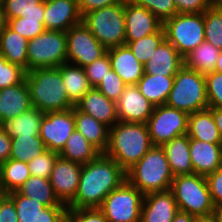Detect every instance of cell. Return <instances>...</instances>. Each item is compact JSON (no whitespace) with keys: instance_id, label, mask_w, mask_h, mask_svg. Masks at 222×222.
<instances>
[{"instance_id":"6da1fadb","label":"cell","mask_w":222,"mask_h":222,"mask_svg":"<svg viewBox=\"0 0 222 222\" xmlns=\"http://www.w3.org/2000/svg\"><path fill=\"white\" fill-rule=\"evenodd\" d=\"M126 180V171L111 157L100 153L82 165L74 200L67 208H100L105 197Z\"/></svg>"},{"instance_id":"7a4b0ae2","label":"cell","mask_w":222,"mask_h":222,"mask_svg":"<svg viewBox=\"0 0 222 222\" xmlns=\"http://www.w3.org/2000/svg\"><path fill=\"white\" fill-rule=\"evenodd\" d=\"M152 146L147 124L118 121L109 129V141L104 154L127 171Z\"/></svg>"},{"instance_id":"3957f363","label":"cell","mask_w":222,"mask_h":222,"mask_svg":"<svg viewBox=\"0 0 222 222\" xmlns=\"http://www.w3.org/2000/svg\"><path fill=\"white\" fill-rule=\"evenodd\" d=\"M32 107L40 111L55 112L72 109L61 73L58 68L34 69L26 72Z\"/></svg>"},{"instance_id":"277c9868","label":"cell","mask_w":222,"mask_h":222,"mask_svg":"<svg viewBox=\"0 0 222 222\" xmlns=\"http://www.w3.org/2000/svg\"><path fill=\"white\" fill-rule=\"evenodd\" d=\"M174 175L161 146H152L126 171V180L143 195L170 190Z\"/></svg>"},{"instance_id":"5b68a950","label":"cell","mask_w":222,"mask_h":222,"mask_svg":"<svg viewBox=\"0 0 222 222\" xmlns=\"http://www.w3.org/2000/svg\"><path fill=\"white\" fill-rule=\"evenodd\" d=\"M166 105L188 115L209 108L205 74L184 65L174 76Z\"/></svg>"},{"instance_id":"8992f818","label":"cell","mask_w":222,"mask_h":222,"mask_svg":"<svg viewBox=\"0 0 222 222\" xmlns=\"http://www.w3.org/2000/svg\"><path fill=\"white\" fill-rule=\"evenodd\" d=\"M170 191L179 211L195 217L213 214L214 204L205 176L196 173L174 176Z\"/></svg>"},{"instance_id":"52a82bcc","label":"cell","mask_w":222,"mask_h":222,"mask_svg":"<svg viewBox=\"0 0 222 222\" xmlns=\"http://www.w3.org/2000/svg\"><path fill=\"white\" fill-rule=\"evenodd\" d=\"M82 21L107 49L125 45L124 3L90 11Z\"/></svg>"},{"instance_id":"ba28073f","label":"cell","mask_w":222,"mask_h":222,"mask_svg":"<svg viewBox=\"0 0 222 222\" xmlns=\"http://www.w3.org/2000/svg\"><path fill=\"white\" fill-rule=\"evenodd\" d=\"M67 62L66 32L45 30L28 40L27 72L34 69L57 68Z\"/></svg>"},{"instance_id":"9c48e42d","label":"cell","mask_w":222,"mask_h":222,"mask_svg":"<svg viewBox=\"0 0 222 222\" xmlns=\"http://www.w3.org/2000/svg\"><path fill=\"white\" fill-rule=\"evenodd\" d=\"M163 29L165 39L185 57L205 41L204 13H177L163 22Z\"/></svg>"},{"instance_id":"30bf717a","label":"cell","mask_w":222,"mask_h":222,"mask_svg":"<svg viewBox=\"0 0 222 222\" xmlns=\"http://www.w3.org/2000/svg\"><path fill=\"white\" fill-rule=\"evenodd\" d=\"M144 195L127 180L112 190L99 208L109 222H140Z\"/></svg>"},{"instance_id":"8fae6325","label":"cell","mask_w":222,"mask_h":222,"mask_svg":"<svg viewBox=\"0 0 222 222\" xmlns=\"http://www.w3.org/2000/svg\"><path fill=\"white\" fill-rule=\"evenodd\" d=\"M188 114L166 104L155 106L147 126L153 146L187 134Z\"/></svg>"},{"instance_id":"7c38bea8","label":"cell","mask_w":222,"mask_h":222,"mask_svg":"<svg viewBox=\"0 0 222 222\" xmlns=\"http://www.w3.org/2000/svg\"><path fill=\"white\" fill-rule=\"evenodd\" d=\"M67 63L85 67L103 57L108 49L103 46L83 23L76 24L66 31Z\"/></svg>"},{"instance_id":"4fadbf2b","label":"cell","mask_w":222,"mask_h":222,"mask_svg":"<svg viewBox=\"0 0 222 222\" xmlns=\"http://www.w3.org/2000/svg\"><path fill=\"white\" fill-rule=\"evenodd\" d=\"M75 130L73 108L47 112L42 119L39 136L48 150L59 154Z\"/></svg>"},{"instance_id":"5bb4252c","label":"cell","mask_w":222,"mask_h":222,"mask_svg":"<svg viewBox=\"0 0 222 222\" xmlns=\"http://www.w3.org/2000/svg\"><path fill=\"white\" fill-rule=\"evenodd\" d=\"M82 165L61 156L57 157L49 181L59 201L68 206L75 198Z\"/></svg>"},{"instance_id":"9a60e30c","label":"cell","mask_w":222,"mask_h":222,"mask_svg":"<svg viewBox=\"0 0 222 222\" xmlns=\"http://www.w3.org/2000/svg\"><path fill=\"white\" fill-rule=\"evenodd\" d=\"M7 195L14 202L18 222H67V206L47 207L17 191Z\"/></svg>"},{"instance_id":"2e32d148","label":"cell","mask_w":222,"mask_h":222,"mask_svg":"<svg viewBox=\"0 0 222 222\" xmlns=\"http://www.w3.org/2000/svg\"><path fill=\"white\" fill-rule=\"evenodd\" d=\"M125 42L136 41L144 36L158 32L163 27L153 13L130 0L124 3Z\"/></svg>"},{"instance_id":"e0dca14e","label":"cell","mask_w":222,"mask_h":222,"mask_svg":"<svg viewBox=\"0 0 222 222\" xmlns=\"http://www.w3.org/2000/svg\"><path fill=\"white\" fill-rule=\"evenodd\" d=\"M82 22L78 0H44L45 30L66 32L70 27Z\"/></svg>"},{"instance_id":"ac0fdd59","label":"cell","mask_w":222,"mask_h":222,"mask_svg":"<svg viewBox=\"0 0 222 222\" xmlns=\"http://www.w3.org/2000/svg\"><path fill=\"white\" fill-rule=\"evenodd\" d=\"M116 106L119 121L145 124L155 107L141 94L136 85L125 86Z\"/></svg>"},{"instance_id":"d6986e66","label":"cell","mask_w":222,"mask_h":222,"mask_svg":"<svg viewBox=\"0 0 222 222\" xmlns=\"http://www.w3.org/2000/svg\"><path fill=\"white\" fill-rule=\"evenodd\" d=\"M178 211L170 190L149 193L143 198L140 222H172Z\"/></svg>"},{"instance_id":"ffe728a7","label":"cell","mask_w":222,"mask_h":222,"mask_svg":"<svg viewBox=\"0 0 222 222\" xmlns=\"http://www.w3.org/2000/svg\"><path fill=\"white\" fill-rule=\"evenodd\" d=\"M183 66L184 57L164 39L143 67L145 74L175 76Z\"/></svg>"},{"instance_id":"44dd1931","label":"cell","mask_w":222,"mask_h":222,"mask_svg":"<svg viewBox=\"0 0 222 222\" xmlns=\"http://www.w3.org/2000/svg\"><path fill=\"white\" fill-rule=\"evenodd\" d=\"M75 107L108 127L119 121L116 102L109 100L96 87H92Z\"/></svg>"},{"instance_id":"7402d4cb","label":"cell","mask_w":222,"mask_h":222,"mask_svg":"<svg viewBox=\"0 0 222 222\" xmlns=\"http://www.w3.org/2000/svg\"><path fill=\"white\" fill-rule=\"evenodd\" d=\"M32 107L25 79L14 86L0 90V125L21 115Z\"/></svg>"},{"instance_id":"603a6c76","label":"cell","mask_w":222,"mask_h":222,"mask_svg":"<svg viewBox=\"0 0 222 222\" xmlns=\"http://www.w3.org/2000/svg\"><path fill=\"white\" fill-rule=\"evenodd\" d=\"M193 173L207 176L222 167V144L189 139Z\"/></svg>"},{"instance_id":"cb8c5ba5","label":"cell","mask_w":222,"mask_h":222,"mask_svg":"<svg viewBox=\"0 0 222 222\" xmlns=\"http://www.w3.org/2000/svg\"><path fill=\"white\" fill-rule=\"evenodd\" d=\"M107 52L114 72L126 85H136L143 77L144 65L133 55L129 47L126 44L120 45L109 48Z\"/></svg>"},{"instance_id":"d4e9b609","label":"cell","mask_w":222,"mask_h":222,"mask_svg":"<svg viewBox=\"0 0 222 222\" xmlns=\"http://www.w3.org/2000/svg\"><path fill=\"white\" fill-rule=\"evenodd\" d=\"M187 135L212 144H222V138L212 117V107L188 115Z\"/></svg>"},{"instance_id":"484cf974","label":"cell","mask_w":222,"mask_h":222,"mask_svg":"<svg viewBox=\"0 0 222 222\" xmlns=\"http://www.w3.org/2000/svg\"><path fill=\"white\" fill-rule=\"evenodd\" d=\"M73 111L76 130L100 153H104L108 146L110 127L97 121L92 116L81 112L75 106L73 107Z\"/></svg>"},{"instance_id":"4316f807","label":"cell","mask_w":222,"mask_h":222,"mask_svg":"<svg viewBox=\"0 0 222 222\" xmlns=\"http://www.w3.org/2000/svg\"><path fill=\"white\" fill-rule=\"evenodd\" d=\"M166 154L174 176L193 174L191 164L189 136L187 134L173 138L161 146Z\"/></svg>"},{"instance_id":"83f0119b","label":"cell","mask_w":222,"mask_h":222,"mask_svg":"<svg viewBox=\"0 0 222 222\" xmlns=\"http://www.w3.org/2000/svg\"><path fill=\"white\" fill-rule=\"evenodd\" d=\"M28 39L13 31L7 24L0 30V53L12 64L27 72Z\"/></svg>"},{"instance_id":"f1b7e54d","label":"cell","mask_w":222,"mask_h":222,"mask_svg":"<svg viewBox=\"0 0 222 222\" xmlns=\"http://www.w3.org/2000/svg\"><path fill=\"white\" fill-rule=\"evenodd\" d=\"M174 76L143 74L136 84L141 94L154 106L164 105L172 89Z\"/></svg>"},{"instance_id":"f546056e","label":"cell","mask_w":222,"mask_h":222,"mask_svg":"<svg viewBox=\"0 0 222 222\" xmlns=\"http://www.w3.org/2000/svg\"><path fill=\"white\" fill-rule=\"evenodd\" d=\"M64 87L71 103L75 106L92 88L83 67L63 63L59 67Z\"/></svg>"},{"instance_id":"4dcf8cb0","label":"cell","mask_w":222,"mask_h":222,"mask_svg":"<svg viewBox=\"0 0 222 222\" xmlns=\"http://www.w3.org/2000/svg\"><path fill=\"white\" fill-rule=\"evenodd\" d=\"M100 152L77 130L71 133L59 156L84 165L94 160Z\"/></svg>"},{"instance_id":"1f68e13d","label":"cell","mask_w":222,"mask_h":222,"mask_svg":"<svg viewBox=\"0 0 222 222\" xmlns=\"http://www.w3.org/2000/svg\"><path fill=\"white\" fill-rule=\"evenodd\" d=\"M25 197L39 201L47 207L66 206L62 204L55 195L49 179L30 176L17 190Z\"/></svg>"},{"instance_id":"d6a6232c","label":"cell","mask_w":222,"mask_h":222,"mask_svg":"<svg viewBox=\"0 0 222 222\" xmlns=\"http://www.w3.org/2000/svg\"><path fill=\"white\" fill-rule=\"evenodd\" d=\"M44 115V112L31 107L29 110L4 124L3 127L11 138L18 136H39Z\"/></svg>"},{"instance_id":"836d02e7","label":"cell","mask_w":222,"mask_h":222,"mask_svg":"<svg viewBox=\"0 0 222 222\" xmlns=\"http://www.w3.org/2000/svg\"><path fill=\"white\" fill-rule=\"evenodd\" d=\"M30 176L28 163L8 159L0 165L2 194L17 191Z\"/></svg>"},{"instance_id":"e575fe53","label":"cell","mask_w":222,"mask_h":222,"mask_svg":"<svg viewBox=\"0 0 222 222\" xmlns=\"http://www.w3.org/2000/svg\"><path fill=\"white\" fill-rule=\"evenodd\" d=\"M219 53L218 48L207 41H203L184 57V65L202 74L213 72Z\"/></svg>"},{"instance_id":"d590c367","label":"cell","mask_w":222,"mask_h":222,"mask_svg":"<svg viewBox=\"0 0 222 222\" xmlns=\"http://www.w3.org/2000/svg\"><path fill=\"white\" fill-rule=\"evenodd\" d=\"M5 21L23 17L26 20L44 21V0H3Z\"/></svg>"},{"instance_id":"8d00e7d4","label":"cell","mask_w":222,"mask_h":222,"mask_svg":"<svg viewBox=\"0 0 222 222\" xmlns=\"http://www.w3.org/2000/svg\"><path fill=\"white\" fill-rule=\"evenodd\" d=\"M47 150L40 136H18L11 138L9 159L29 162Z\"/></svg>"},{"instance_id":"74e56055","label":"cell","mask_w":222,"mask_h":222,"mask_svg":"<svg viewBox=\"0 0 222 222\" xmlns=\"http://www.w3.org/2000/svg\"><path fill=\"white\" fill-rule=\"evenodd\" d=\"M205 41L222 50V5H211L204 12Z\"/></svg>"},{"instance_id":"f35d334b","label":"cell","mask_w":222,"mask_h":222,"mask_svg":"<svg viewBox=\"0 0 222 222\" xmlns=\"http://www.w3.org/2000/svg\"><path fill=\"white\" fill-rule=\"evenodd\" d=\"M165 39L163 27L156 33L149 34L136 41L125 42L133 55L143 65L150 59L154 50Z\"/></svg>"},{"instance_id":"ab89813d","label":"cell","mask_w":222,"mask_h":222,"mask_svg":"<svg viewBox=\"0 0 222 222\" xmlns=\"http://www.w3.org/2000/svg\"><path fill=\"white\" fill-rule=\"evenodd\" d=\"M25 75L26 71L23 68L8 62L0 53V90L21 83Z\"/></svg>"},{"instance_id":"60d3db41","label":"cell","mask_w":222,"mask_h":222,"mask_svg":"<svg viewBox=\"0 0 222 222\" xmlns=\"http://www.w3.org/2000/svg\"><path fill=\"white\" fill-rule=\"evenodd\" d=\"M58 153L46 150L41 155L27 162L31 176L49 179Z\"/></svg>"},{"instance_id":"b9f144b4","label":"cell","mask_w":222,"mask_h":222,"mask_svg":"<svg viewBox=\"0 0 222 222\" xmlns=\"http://www.w3.org/2000/svg\"><path fill=\"white\" fill-rule=\"evenodd\" d=\"M134 4L145 7L153 13L161 22L172 18L177 14V8L173 0H130Z\"/></svg>"},{"instance_id":"7bdbcfd3","label":"cell","mask_w":222,"mask_h":222,"mask_svg":"<svg viewBox=\"0 0 222 222\" xmlns=\"http://www.w3.org/2000/svg\"><path fill=\"white\" fill-rule=\"evenodd\" d=\"M125 86L121 77L111 68L96 88L109 100L117 102Z\"/></svg>"},{"instance_id":"ee69618b","label":"cell","mask_w":222,"mask_h":222,"mask_svg":"<svg viewBox=\"0 0 222 222\" xmlns=\"http://www.w3.org/2000/svg\"><path fill=\"white\" fill-rule=\"evenodd\" d=\"M6 24L24 38L31 40L45 31L39 20H26L23 17L8 19Z\"/></svg>"},{"instance_id":"f6af8a7d","label":"cell","mask_w":222,"mask_h":222,"mask_svg":"<svg viewBox=\"0 0 222 222\" xmlns=\"http://www.w3.org/2000/svg\"><path fill=\"white\" fill-rule=\"evenodd\" d=\"M205 82L209 107L222 108V73L213 71L205 74Z\"/></svg>"},{"instance_id":"bcb514c9","label":"cell","mask_w":222,"mask_h":222,"mask_svg":"<svg viewBox=\"0 0 222 222\" xmlns=\"http://www.w3.org/2000/svg\"><path fill=\"white\" fill-rule=\"evenodd\" d=\"M84 69L91 87H97L101 80L108 74V70L111 69L108 52L103 57L85 66Z\"/></svg>"},{"instance_id":"7dc6e473","label":"cell","mask_w":222,"mask_h":222,"mask_svg":"<svg viewBox=\"0 0 222 222\" xmlns=\"http://www.w3.org/2000/svg\"><path fill=\"white\" fill-rule=\"evenodd\" d=\"M67 222H109L99 208H67Z\"/></svg>"},{"instance_id":"c3c4849f","label":"cell","mask_w":222,"mask_h":222,"mask_svg":"<svg viewBox=\"0 0 222 222\" xmlns=\"http://www.w3.org/2000/svg\"><path fill=\"white\" fill-rule=\"evenodd\" d=\"M180 14L204 13L210 6L209 0H173Z\"/></svg>"},{"instance_id":"681fc988","label":"cell","mask_w":222,"mask_h":222,"mask_svg":"<svg viewBox=\"0 0 222 222\" xmlns=\"http://www.w3.org/2000/svg\"><path fill=\"white\" fill-rule=\"evenodd\" d=\"M214 206L222 204V167L206 176Z\"/></svg>"},{"instance_id":"f907efd6","label":"cell","mask_w":222,"mask_h":222,"mask_svg":"<svg viewBox=\"0 0 222 222\" xmlns=\"http://www.w3.org/2000/svg\"><path fill=\"white\" fill-rule=\"evenodd\" d=\"M0 222H18L14 202L7 194L0 195Z\"/></svg>"},{"instance_id":"816d5d0a","label":"cell","mask_w":222,"mask_h":222,"mask_svg":"<svg viewBox=\"0 0 222 222\" xmlns=\"http://www.w3.org/2000/svg\"><path fill=\"white\" fill-rule=\"evenodd\" d=\"M118 3H125V0H78V7L82 17L93 10L100 9Z\"/></svg>"},{"instance_id":"f5cc1de1","label":"cell","mask_w":222,"mask_h":222,"mask_svg":"<svg viewBox=\"0 0 222 222\" xmlns=\"http://www.w3.org/2000/svg\"><path fill=\"white\" fill-rule=\"evenodd\" d=\"M11 155V137L6 129L0 125V165L7 161Z\"/></svg>"},{"instance_id":"db71d44e","label":"cell","mask_w":222,"mask_h":222,"mask_svg":"<svg viewBox=\"0 0 222 222\" xmlns=\"http://www.w3.org/2000/svg\"><path fill=\"white\" fill-rule=\"evenodd\" d=\"M212 117L222 138V108L212 107Z\"/></svg>"},{"instance_id":"11a10c76","label":"cell","mask_w":222,"mask_h":222,"mask_svg":"<svg viewBox=\"0 0 222 222\" xmlns=\"http://www.w3.org/2000/svg\"><path fill=\"white\" fill-rule=\"evenodd\" d=\"M196 217L188 213L178 211L172 222H195Z\"/></svg>"},{"instance_id":"9f6ffc18","label":"cell","mask_w":222,"mask_h":222,"mask_svg":"<svg viewBox=\"0 0 222 222\" xmlns=\"http://www.w3.org/2000/svg\"><path fill=\"white\" fill-rule=\"evenodd\" d=\"M195 222H218L216 217L211 214L208 216H201V217H196Z\"/></svg>"},{"instance_id":"6f0895ef","label":"cell","mask_w":222,"mask_h":222,"mask_svg":"<svg viewBox=\"0 0 222 222\" xmlns=\"http://www.w3.org/2000/svg\"><path fill=\"white\" fill-rule=\"evenodd\" d=\"M213 215L216 217L218 222H222V204L214 206Z\"/></svg>"},{"instance_id":"680465c9","label":"cell","mask_w":222,"mask_h":222,"mask_svg":"<svg viewBox=\"0 0 222 222\" xmlns=\"http://www.w3.org/2000/svg\"><path fill=\"white\" fill-rule=\"evenodd\" d=\"M215 72L222 73V50H220V53L218 55L217 63L214 69Z\"/></svg>"},{"instance_id":"91938a15","label":"cell","mask_w":222,"mask_h":222,"mask_svg":"<svg viewBox=\"0 0 222 222\" xmlns=\"http://www.w3.org/2000/svg\"><path fill=\"white\" fill-rule=\"evenodd\" d=\"M6 25L4 12H3V6L2 3H0V30Z\"/></svg>"},{"instance_id":"94428289","label":"cell","mask_w":222,"mask_h":222,"mask_svg":"<svg viewBox=\"0 0 222 222\" xmlns=\"http://www.w3.org/2000/svg\"><path fill=\"white\" fill-rule=\"evenodd\" d=\"M212 5H222V0H212Z\"/></svg>"}]
</instances>
